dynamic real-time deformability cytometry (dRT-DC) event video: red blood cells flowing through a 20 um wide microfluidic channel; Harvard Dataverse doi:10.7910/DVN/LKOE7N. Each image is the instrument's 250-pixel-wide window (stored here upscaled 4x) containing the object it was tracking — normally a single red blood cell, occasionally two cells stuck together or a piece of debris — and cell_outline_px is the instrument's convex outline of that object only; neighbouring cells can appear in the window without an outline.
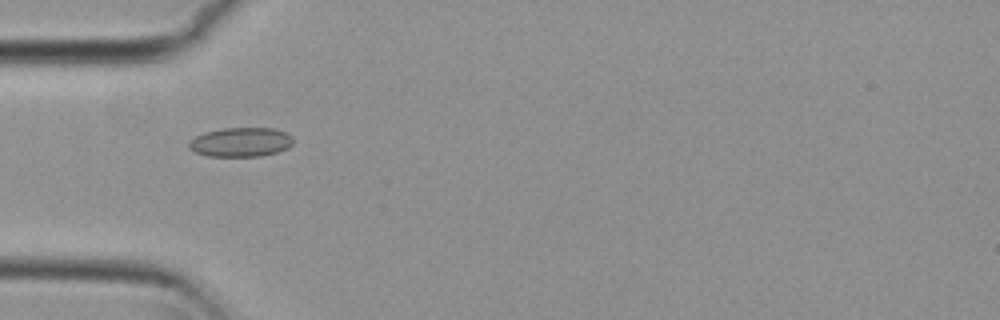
{"species": "common noctule bat (a hibernating species)", "species_latin": "Nyctalus noctula", "temperature_condition": "cold", "stored_images_in_passage": 42, "camera_frame_rate_fps": 3000, "um_per_image_px": 0.085, "animal": {"sex": "female", "body_mass_g": 29.2, "forearm_length_mm": 56.3}, "frame": {"image": 1, "passage_image": 4, "time_ms": 1.0, "image_size_px": [1000, 320], "cell_outline_px": [[292, 144], [288, 148], [276, 152], [260, 156], [208, 156], [196, 152], [188, 148], [188, 144], [196, 136], [204, 132], [224, 128], [276, 128], [292, 136]], "centroid_in_image_um": [20.47, 12.07], "position_along_channel_um": 64.5, "area_um2": 17.69}}
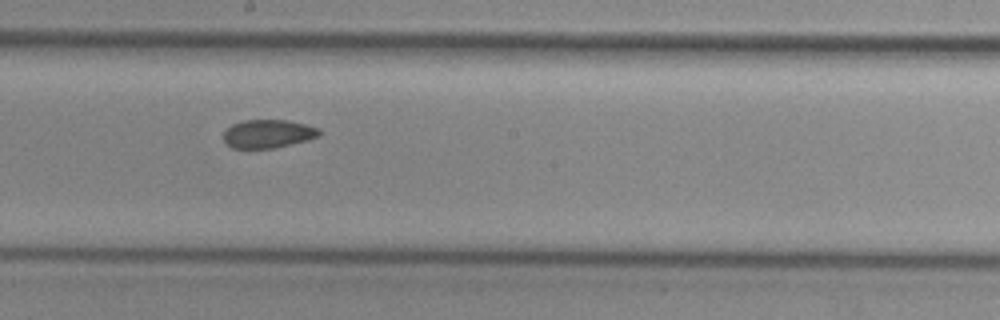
{"frame": {"image": 2, "passage_image": 17, "time_ms": 5.333, "image_size_px": [1000, 320], "cell_outline_px": [[320, 136], [308, 140], [276, 148], [232, 148], [224, 140], [224, 132], [232, 124], [244, 120], [288, 120], [320, 128]], "centroid_in_image_um": [22.81, 11.37], "position_along_channel_um": 225.4, "area_um2": 15.84}}
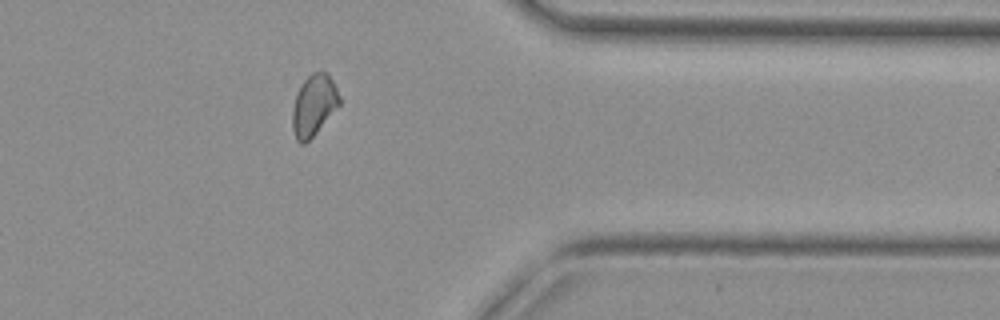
{"frame": {"image": 3, "passage_image": 31, "time_ms": 10.0, "image_size_px": [1000, 320], "cell_outline_px": [[340, 104], [316, 132], [304, 144], [300, 144], [296, 140], [292, 128], [292, 108], [300, 84], [312, 72], [328, 72], [340, 96]], "centroid_in_image_um": [26.66, 8.94], "position_along_channel_um": 384.7, "area_um2": 16.65}, "authors_computed_cell_mechanics": {"area_um2": 16.6753, "velocity_mm_per_s": 3.731, "shape_relaxation_time_tau1_ms": null, "shape_relaxation_time_tau2_ms": 2.2087, "deformation_change_tau1": null, "deformation_change_tau2": 0.0661}}